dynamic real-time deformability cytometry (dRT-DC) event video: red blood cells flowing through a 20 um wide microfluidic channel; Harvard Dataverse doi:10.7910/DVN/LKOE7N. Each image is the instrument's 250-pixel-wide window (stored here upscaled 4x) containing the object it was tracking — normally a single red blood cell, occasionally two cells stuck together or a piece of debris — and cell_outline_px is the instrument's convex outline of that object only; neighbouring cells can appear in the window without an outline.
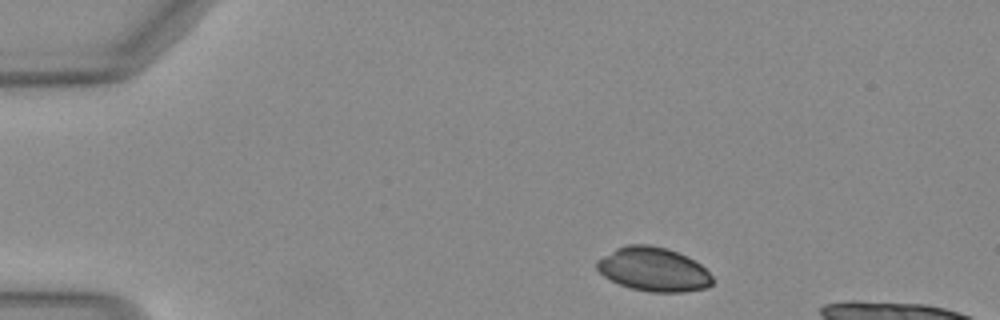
{"species": "Egyptian fruit bat (a non-hibernating species)", "species_latin": "Rousettus aegyptiacus", "temperature_condition": "warm", "stored_images_in_passage": 39, "camera_frame_rate_fps": 3000, "um_per_image_px": 0.085, "animal": {"sex": "female"}, "frame": {"image": 1, "passage_image": 1, "time_ms": 0.0, "image_size_px": [1000, 320], "cell_outline_px": [[712, 284], [708, 288], [684, 292], [652, 292], [632, 288], [620, 284], [604, 276], [596, 268], [596, 260], [616, 248], [628, 244], [648, 244], [668, 248], [688, 256], [700, 264], [712, 276]], "centroid_in_image_um": [55.55, 22.88], "position_along_channel_um": 29.4, "area_um2": 29.65}}
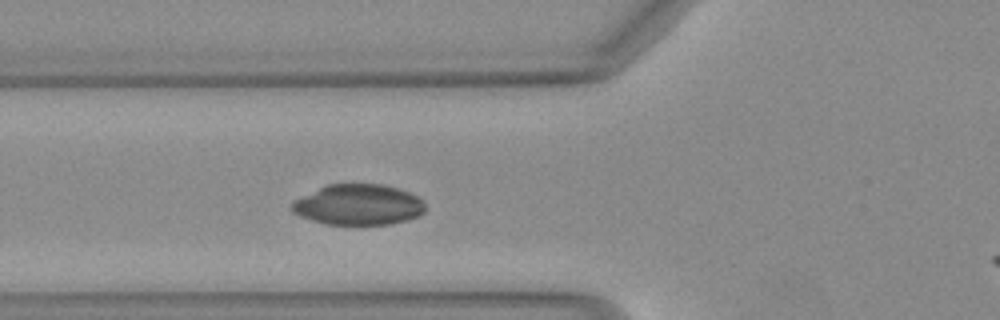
{"frame": {"image": 2, "passage_image": 11, "time_ms": 3.333, "image_size_px": [1000, 320], "cell_outline_px": [[424, 212], [420, 216], [408, 220], [392, 224], [324, 224], [300, 216], [292, 212], [288, 208], [296, 200], [328, 184], [380, 184], [396, 188], [408, 192], [424, 200]], "centroid_in_image_um": [30.49, 17.41], "position_along_channel_um": 95.3, "area_um2": 31.44}}
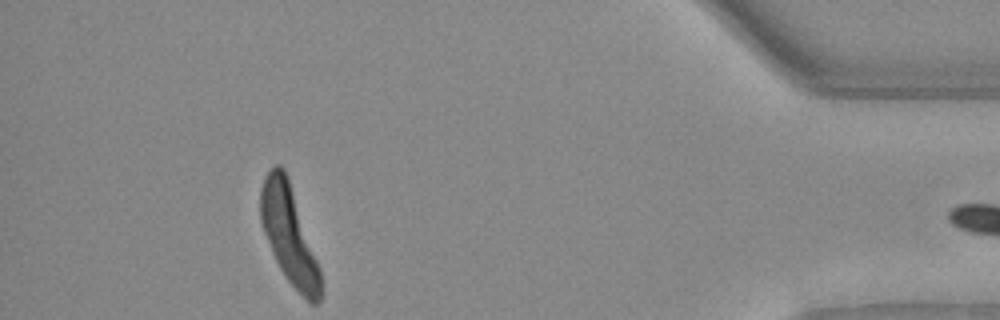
{"frame": {"image": 3, "passage_image": 38, "time_ms": 12.333, "image_size_px": [1000, 320], "cell_outline_px": [[320, 300], [316, 304], [312, 304], [288, 280], [280, 268], [272, 252], [264, 232], [260, 220], [260, 188], [268, 172], [276, 164], [280, 164], [284, 168], [320, 268]], "centroid_in_image_um": [24.54, 19.93], "position_along_channel_um": 410.7, "area_um2": 33.18}}